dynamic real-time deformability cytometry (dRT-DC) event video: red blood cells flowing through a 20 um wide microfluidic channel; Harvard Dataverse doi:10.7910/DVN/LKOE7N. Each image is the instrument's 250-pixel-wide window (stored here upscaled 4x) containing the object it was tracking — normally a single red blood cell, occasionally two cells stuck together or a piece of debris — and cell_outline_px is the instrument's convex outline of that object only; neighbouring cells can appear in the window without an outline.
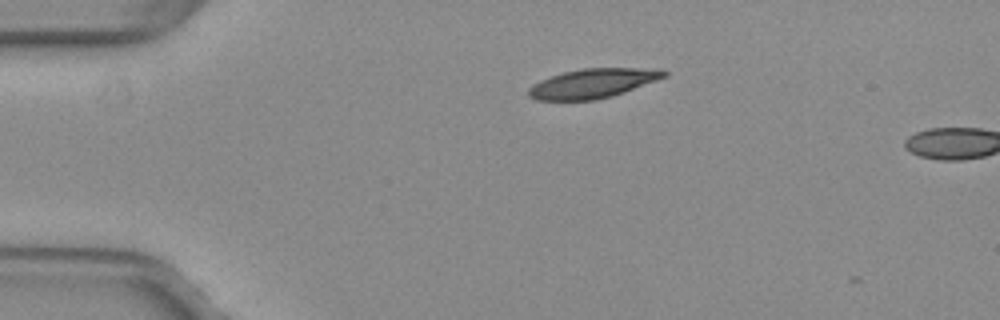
{"species": "common noctule bat (a hibernating species)", "species_latin": "Nyctalus noctula", "temperature_condition": "warm", "stored_images_in_passage": 6, "camera_frame_rate_fps": 3000, "um_per_image_px": 0.085, "animal": {"sex": "female", "body_mass_g": 29.2, "forearm_length_mm": 56.3}, "frame": {"image": 1, "passage_image": 4, "time_ms": 1.0, "image_size_px": [1000, 320], "cell_outline_px": [[668, 76], [624, 92], [612, 96], [596, 100], [536, 100], [528, 96], [528, 88], [532, 84], [540, 80], [564, 72], [584, 68], [660, 68], [668, 72]], "centroid_in_image_um": [50.41, 7.08], "position_along_channel_um": 34.6, "area_um2": 23.29}}